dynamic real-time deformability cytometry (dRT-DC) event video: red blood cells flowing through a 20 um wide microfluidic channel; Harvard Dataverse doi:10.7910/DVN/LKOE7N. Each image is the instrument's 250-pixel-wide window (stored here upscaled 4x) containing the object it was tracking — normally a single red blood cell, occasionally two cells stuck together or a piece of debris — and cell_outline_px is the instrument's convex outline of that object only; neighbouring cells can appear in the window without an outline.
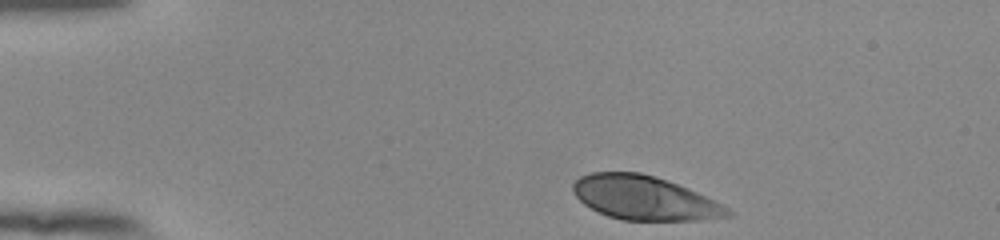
{"species": "human", "species_latin": "Homo sapiens", "temperature_condition": "room temperature", "stored_images_in_passage": 37, "camera_frame_rate_fps": 3000, "um_per_image_px": 0.085, "donor": {"sex": "female"}, "frame": {"image": 1, "passage_image": 1, "time_ms": 0.0, "image_size_px": [1000, 240], "cell_outline_px": [[732, 216], [700, 220], [624, 220], [608, 216], [584, 204], [572, 192], [572, 184], [580, 176], [592, 172], [640, 172], [668, 180], [688, 188], [728, 208], [732, 212]], "centroid_in_image_um": [54.75, 16.82], "position_along_channel_um": 30.3, "area_um2": 39.36}}
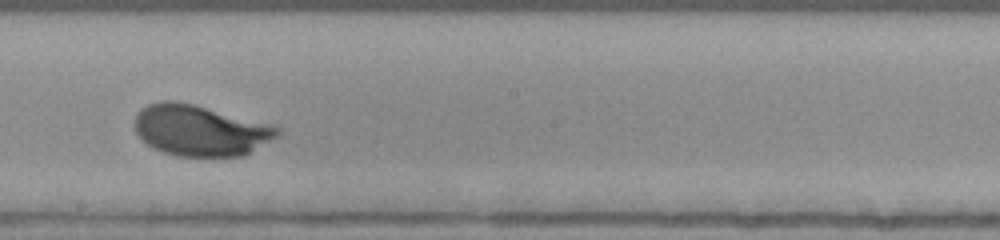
{"frame": {"image": 2, "passage_image": 22, "time_ms": 7.0, "image_size_px": [1000, 240], "cell_outline_px": [[280, 136], [244, 156], [180, 156], [164, 152], [152, 148], [136, 132], [136, 112], [140, 108], [148, 104], [160, 100], [172, 100], [192, 104], [268, 124], [280, 128]], "centroid_in_image_um": [17.01, 11.09], "position_along_channel_um": 231.2, "area_um2": 42.02}}
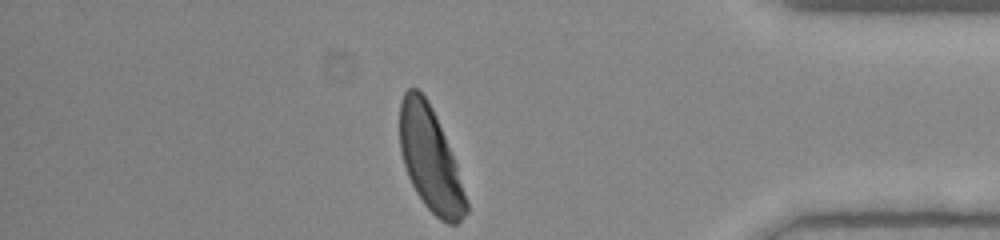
{"frame": {"image": 3, "passage_image": 37, "time_ms": 12.0, "image_size_px": [1000, 240], "cell_outline_px": [[468, 212], [456, 224], [448, 224], [440, 220], [424, 204], [416, 192], [408, 176], [400, 152], [400, 100], [404, 92], [408, 88], [416, 88], [428, 100], [436, 116], [456, 164], [468, 204]], "centroid_in_image_um": [36.56, 13.54], "position_along_channel_um": 398.6, "area_um2": 39.71}, "authors_computed_cell_mechanics": {"area_um2": 41.038, "velocity_mm_per_s": 3.892, "shape_relaxation_time_tau1_ms": 2.3834, "shape_relaxation_time_tau2_ms": null, "deformation_change_tau1": 0.1742, "deformation_change_tau2": null}}